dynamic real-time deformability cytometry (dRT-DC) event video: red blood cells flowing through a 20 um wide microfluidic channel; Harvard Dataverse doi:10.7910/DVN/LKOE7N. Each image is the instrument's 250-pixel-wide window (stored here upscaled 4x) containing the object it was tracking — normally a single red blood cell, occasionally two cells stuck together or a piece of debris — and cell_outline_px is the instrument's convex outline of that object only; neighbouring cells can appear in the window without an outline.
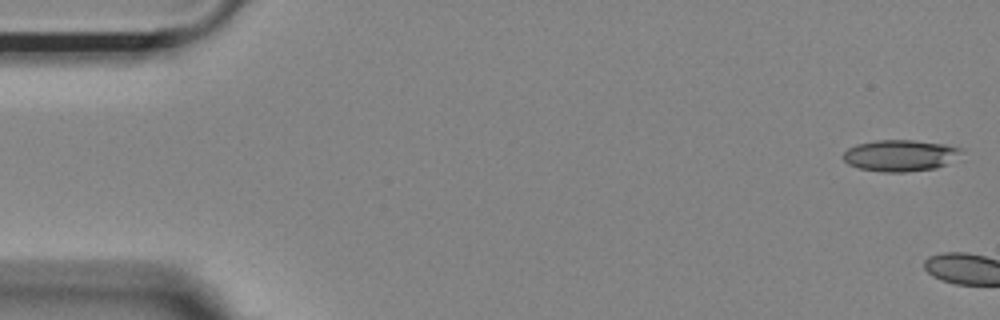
{"species": "Egyptian fruit bat (a non-hibernating species)", "species_latin": "Rousettus aegyptiacus", "temperature_condition": "room temperature", "stored_images_in_passage": 4, "camera_frame_rate_fps": 3000, "um_per_image_px": 0.085, "animal": {"sex": "female"}, "frame": {"image": 1, "passage_image": 1, "time_ms": 0.0, "image_size_px": [1000, 320], "cell_outline_px": [[964, 148], [960, 152], [944, 164], [936, 168], [904, 172], [880, 172], [860, 168], [848, 164], [844, 160], [844, 152], [848, 148], [856, 144], [872, 140], [912, 140], [944, 144]], "centroid_in_image_um": [76.45, 13.21], "position_along_channel_um": 8.5, "area_um2": 21.39}}